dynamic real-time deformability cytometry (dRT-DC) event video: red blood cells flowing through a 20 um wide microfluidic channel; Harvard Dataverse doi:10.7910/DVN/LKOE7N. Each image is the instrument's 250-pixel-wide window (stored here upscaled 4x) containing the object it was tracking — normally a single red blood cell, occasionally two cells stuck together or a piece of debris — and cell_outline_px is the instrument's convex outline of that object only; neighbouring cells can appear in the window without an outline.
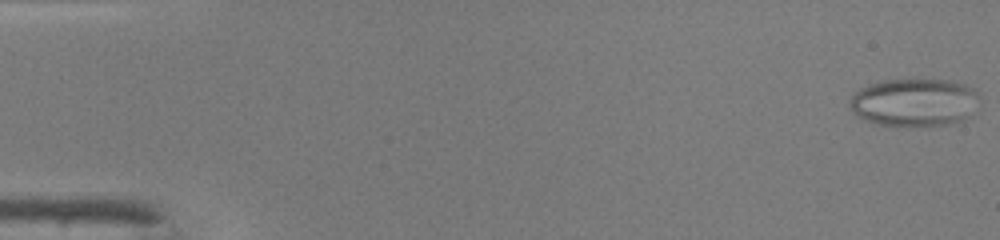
{"species": "common noctule bat (a hibernating species)", "species_latin": "Nyctalus noctula", "temperature_condition": "warm", "stored_images_in_passage": 48, "camera_frame_rate_fps": 3000, "um_per_image_px": 0.085, "animal": {"sex": "male", "body_mass_g": 19.0, "forearm_length_mm": 50.8}, "frame": {"image": 1, "passage_image": 1, "time_ms": 0.0, "image_size_px": [1000, 240], "cell_outline_px": [[980, 96], [964, 116], [960, 120], [944, 124], [880, 124], [864, 120], [856, 116], [848, 108], [852, 96], [860, 88], [868, 84], [880, 80], [956, 80], [976, 88]], "centroid_in_image_um": [77.65, 8.64], "position_along_channel_um": 7.4, "area_um2": 35.43}}
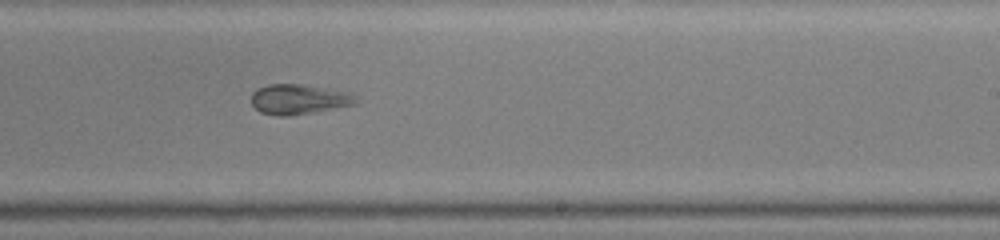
{"frame": {"image": 2, "passage_image": 30, "time_ms": 9.667, "image_size_px": [1000, 240], "cell_outline_px": [[360, 104], [288, 116], [280, 116], [260, 112], [252, 104], [252, 92], [256, 88], [268, 84], [300, 84], [352, 92], [356, 96]], "centroid_in_image_um": [25.45, 8.43], "position_along_channel_um": 263.6, "area_um2": 18.5}}
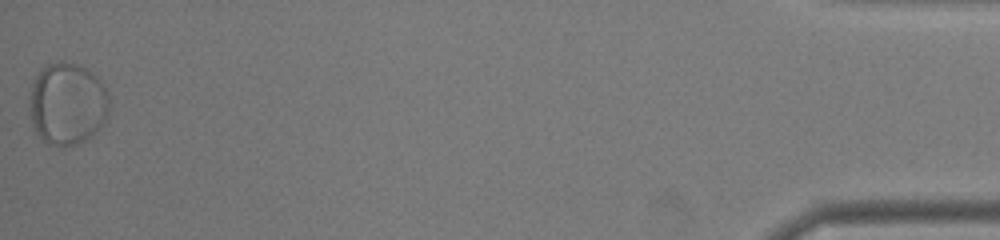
{"frame": {"image": 3, "passage_image": 48, "time_ms": 15.667, "image_size_px": [1000, 240], "cell_outline_px": [[108, 116], [84, 140], [76, 144], [60, 148], [48, 144], [36, 132], [32, 124], [32, 84], [40, 68], [48, 64], [60, 60], [80, 64], [88, 68], [100, 80], [108, 96]], "centroid_in_image_um": [5.72, 8.78], "position_along_channel_um": 429.5, "area_um2": 37.74}}